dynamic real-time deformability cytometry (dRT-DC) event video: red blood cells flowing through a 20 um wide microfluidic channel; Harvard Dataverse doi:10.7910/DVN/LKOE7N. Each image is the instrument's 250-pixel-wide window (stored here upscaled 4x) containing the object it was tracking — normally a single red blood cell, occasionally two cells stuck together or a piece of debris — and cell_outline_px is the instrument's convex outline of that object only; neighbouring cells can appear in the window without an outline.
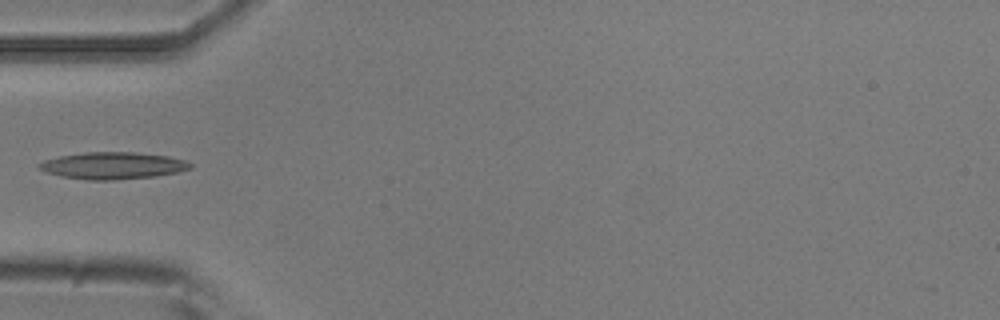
{"species": "common noctule bat (a hibernating species)", "species_latin": "Nyctalus noctula", "temperature_condition": "room temperature", "stored_images_in_passage": 6, "camera_frame_rate_fps": 3000, "um_per_image_px": 0.085, "animal": {"sex": "male", "body_mass_g": 20.5, "forearm_length_mm": 52.5}, "frame": {"image": 1, "passage_image": 5, "time_ms": 5.667, "image_size_px": [1000, 320], "cell_outline_px": [[192, 168], [176, 172], [156, 176], [112, 180], [88, 180], [60, 176], [48, 172], [40, 168], [36, 164], [44, 160], [60, 156], [84, 152], [132, 152], [168, 156], [184, 160], [192, 164]], "centroid_in_image_um": [9.58, 14.07], "position_along_channel_um": 75.4, "area_um2": 23.58}}
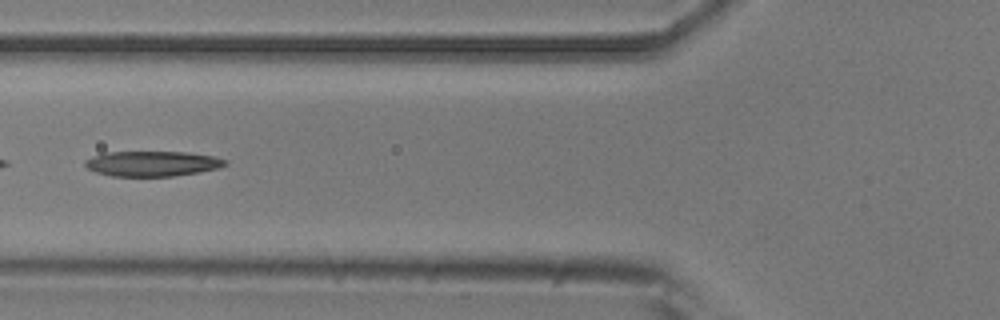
{"frame": {"image": 2, "passage_image": 6, "time_ms": 6.667, "image_size_px": [1000, 320], "cell_outline_px": [[228, 164], [220, 168], [172, 176], [112, 176], [96, 172], [88, 168], [84, 164], [84, 160], [92, 156], [104, 152], [184, 152], [212, 156], [228, 160]], "centroid_in_image_um": [12.93, 13.9], "position_along_channel_um": 112.9, "area_um2": 20.52}}